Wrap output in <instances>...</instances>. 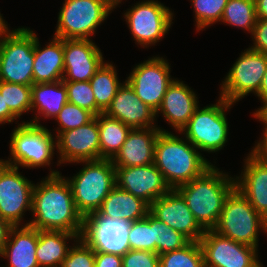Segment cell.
Returning <instances> with one entry per match:
<instances>
[{"label":"cell","instance_id":"obj_1","mask_svg":"<svg viewBox=\"0 0 267 267\" xmlns=\"http://www.w3.org/2000/svg\"><path fill=\"white\" fill-rule=\"evenodd\" d=\"M32 193V220L25 223L37 230L64 231L83 234L84 218L77 211L68 181L59 171L52 170Z\"/></svg>","mask_w":267,"mask_h":267},{"label":"cell","instance_id":"obj_2","mask_svg":"<svg viewBox=\"0 0 267 267\" xmlns=\"http://www.w3.org/2000/svg\"><path fill=\"white\" fill-rule=\"evenodd\" d=\"M235 189V178L213 164L200 177L178 186L195 220L204 229H213L225 199Z\"/></svg>","mask_w":267,"mask_h":267},{"label":"cell","instance_id":"obj_3","mask_svg":"<svg viewBox=\"0 0 267 267\" xmlns=\"http://www.w3.org/2000/svg\"><path fill=\"white\" fill-rule=\"evenodd\" d=\"M184 136L160 131L155 143L154 164L171 189L200 177L213 164Z\"/></svg>","mask_w":267,"mask_h":267},{"label":"cell","instance_id":"obj_4","mask_svg":"<svg viewBox=\"0 0 267 267\" xmlns=\"http://www.w3.org/2000/svg\"><path fill=\"white\" fill-rule=\"evenodd\" d=\"M83 167L68 181L77 211L83 218L95 214L109 192L116 186L115 167L111 160L76 162Z\"/></svg>","mask_w":267,"mask_h":267},{"label":"cell","instance_id":"obj_5","mask_svg":"<svg viewBox=\"0 0 267 267\" xmlns=\"http://www.w3.org/2000/svg\"><path fill=\"white\" fill-rule=\"evenodd\" d=\"M10 134L8 160L1 161L17 168L36 169L48 167L55 156L56 137L43 125L23 121Z\"/></svg>","mask_w":267,"mask_h":267},{"label":"cell","instance_id":"obj_6","mask_svg":"<svg viewBox=\"0 0 267 267\" xmlns=\"http://www.w3.org/2000/svg\"><path fill=\"white\" fill-rule=\"evenodd\" d=\"M215 104L196 109L188 123L178 132L201 152L215 153L223 150L228 142L227 111L234 103L222 97Z\"/></svg>","mask_w":267,"mask_h":267},{"label":"cell","instance_id":"obj_7","mask_svg":"<svg viewBox=\"0 0 267 267\" xmlns=\"http://www.w3.org/2000/svg\"><path fill=\"white\" fill-rule=\"evenodd\" d=\"M213 230L235 242L258 248V234H261L262 230V233L267 234V220L235 188L225 199Z\"/></svg>","mask_w":267,"mask_h":267},{"label":"cell","instance_id":"obj_8","mask_svg":"<svg viewBox=\"0 0 267 267\" xmlns=\"http://www.w3.org/2000/svg\"><path fill=\"white\" fill-rule=\"evenodd\" d=\"M113 9L111 0H64L53 36L90 40Z\"/></svg>","mask_w":267,"mask_h":267},{"label":"cell","instance_id":"obj_9","mask_svg":"<svg viewBox=\"0 0 267 267\" xmlns=\"http://www.w3.org/2000/svg\"><path fill=\"white\" fill-rule=\"evenodd\" d=\"M35 31L10 30L0 39V81L32 86Z\"/></svg>","mask_w":267,"mask_h":267},{"label":"cell","instance_id":"obj_10","mask_svg":"<svg viewBox=\"0 0 267 267\" xmlns=\"http://www.w3.org/2000/svg\"><path fill=\"white\" fill-rule=\"evenodd\" d=\"M173 13L158 0H143L127 9L123 17L135 43L147 48L155 46L169 32L174 20Z\"/></svg>","mask_w":267,"mask_h":267},{"label":"cell","instance_id":"obj_11","mask_svg":"<svg viewBox=\"0 0 267 267\" xmlns=\"http://www.w3.org/2000/svg\"><path fill=\"white\" fill-rule=\"evenodd\" d=\"M239 56L220 84V97L231 103L256 95L267 69V55L262 52L248 47Z\"/></svg>","mask_w":267,"mask_h":267},{"label":"cell","instance_id":"obj_12","mask_svg":"<svg viewBox=\"0 0 267 267\" xmlns=\"http://www.w3.org/2000/svg\"><path fill=\"white\" fill-rule=\"evenodd\" d=\"M170 70L168 60L157 55L136 64L125 80L134 89L136 96L157 112L168 86L175 79L171 77Z\"/></svg>","mask_w":267,"mask_h":267},{"label":"cell","instance_id":"obj_13","mask_svg":"<svg viewBox=\"0 0 267 267\" xmlns=\"http://www.w3.org/2000/svg\"><path fill=\"white\" fill-rule=\"evenodd\" d=\"M19 172V168L0 161V216L12 226H25L24 213L32 211L35 183Z\"/></svg>","mask_w":267,"mask_h":267},{"label":"cell","instance_id":"obj_14","mask_svg":"<svg viewBox=\"0 0 267 267\" xmlns=\"http://www.w3.org/2000/svg\"><path fill=\"white\" fill-rule=\"evenodd\" d=\"M199 242L204 267H256L260 263L258 248L235 242L213 229L205 230Z\"/></svg>","mask_w":267,"mask_h":267},{"label":"cell","instance_id":"obj_15","mask_svg":"<svg viewBox=\"0 0 267 267\" xmlns=\"http://www.w3.org/2000/svg\"><path fill=\"white\" fill-rule=\"evenodd\" d=\"M57 166L100 160L99 127L96 116L87 124L56 136Z\"/></svg>","mask_w":267,"mask_h":267},{"label":"cell","instance_id":"obj_16","mask_svg":"<svg viewBox=\"0 0 267 267\" xmlns=\"http://www.w3.org/2000/svg\"><path fill=\"white\" fill-rule=\"evenodd\" d=\"M129 228L130 222L107 220L91 214L84 218L82 238L94 251L123 256L130 250Z\"/></svg>","mask_w":267,"mask_h":267},{"label":"cell","instance_id":"obj_17","mask_svg":"<svg viewBox=\"0 0 267 267\" xmlns=\"http://www.w3.org/2000/svg\"><path fill=\"white\" fill-rule=\"evenodd\" d=\"M115 181L118 188L141 198L149 206L171 190L154 163L137 167H115Z\"/></svg>","mask_w":267,"mask_h":267},{"label":"cell","instance_id":"obj_18","mask_svg":"<svg viewBox=\"0 0 267 267\" xmlns=\"http://www.w3.org/2000/svg\"><path fill=\"white\" fill-rule=\"evenodd\" d=\"M149 212L190 241H200L204 234L205 230L195 220L185 199L176 189L156 199L149 206Z\"/></svg>","mask_w":267,"mask_h":267},{"label":"cell","instance_id":"obj_19","mask_svg":"<svg viewBox=\"0 0 267 267\" xmlns=\"http://www.w3.org/2000/svg\"><path fill=\"white\" fill-rule=\"evenodd\" d=\"M103 62V54L92 38L64 39L63 81H90Z\"/></svg>","mask_w":267,"mask_h":267},{"label":"cell","instance_id":"obj_20","mask_svg":"<svg viewBox=\"0 0 267 267\" xmlns=\"http://www.w3.org/2000/svg\"><path fill=\"white\" fill-rule=\"evenodd\" d=\"M104 113L117 118L132 129L160 128L162 131H167L155 123L157 121L156 112L136 96L134 89L126 80L118 88L110 106Z\"/></svg>","mask_w":267,"mask_h":267},{"label":"cell","instance_id":"obj_21","mask_svg":"<svg viewBox=\"0 0 267 267\" xmlns=\"http://www.w3.org/2000/svg\"><path fill=\"white\" fill-rule=\"evenodd\" d=\"M198 103L195 91L176 78L168 86L156 116L161 114L172 129L180 132L199 107Z\"/></svg>","mask_w":267,"mask_h":267},{"label":"cell","instance_id":"obj_22","mask_svg":"<svg viewBox=\"0 0 267 267\" xmlns=\"http://www.w3.org/2000/svg\"><path fill=\"white\" fill-rule=\"evenodd\" d=\"M243 170L235 176V188L267 220V163L251 152L245 157Z\"/></svg>","mask_w":267,"mask_h":267},{"label":"cell","instance_id":"obj_23","mask_svg":"<svg viewBox=\"0 0 267 267\" xmlns=\"http://www.w3.org/2000/svg\"><path fill=\"white\" fill-rule=\"evenodd\" d=\"M160 128L131 129L126 141L111 160L114 167H137L154 163L155 143Z\"/></svg>","mask_w":267,"mask_h":267},{"label":"cell","instance_id":"obj_24","mask_svg":"<svg viewBox=\"0 0 267 267\" xmlns=\"http://www.w3.org/2000/svg\"><path fill=\"white\" fill-rule=\"evenodd\" d=\"M37 245V229L30 225L13 226L0 252V257L8 260V265L3 267H39L36 258Z\"/></svg>","mask_w":267,"mask_h":267},{"label":"cell","instance_id":"obj_25","mask_svg":"<svg viewBox=\"0 0 267 267\" xmlns=\"http://www.w3.org/2000/svg\"><path fill=\"white\" fill-rule=\"evenodd\" d=\"M45 47H41L35 33L33 81L36 83L56 82L63 79L64 39L53 36Z\"/></svg>","mask_w":267,"mask_h":267},{"label":"cell","instance_id":"obj_26","mask_svg":"<svg viewBox=\"0 0 267 267\" xmlns=\"http://www.w3.org/2000/svg\"><path fill=\"white\" fill-rule=\"evenodd\" d=\"M148 212L149 205L145 201L115 186L95 215L107 220L133 222L145 218Z\"/></svg>","mask_w":267,"mask_h":267},{"label":"cell","instance_id":"obj_27","mask_svg":"<svg viewBox=\"0 0 267 267\" xmlns=\"http://www.w3.org/2000/svg\"><path fill=\"white\" fill-rule=\"evenodd\" d=\"M31 95V111L36 115L27 122L35 125H42L39 121L42 119L41 116L43 119H55L62 107L68 102L67 88L63 80L33 84Z\"/></svg>","mask_w":267,"mask_h":267},{"label":"cell","instance_id":"obj_28","mask_svg":"<svg viewBox=\"0 0 267 267\" xmlns=\"http://www.w3.org/2000/svg\"><path fill=\"white\" fill-rule=\"evenodd\" d=\"M79 237H82V234L38 230L36 258L39 267H60L70 249L67 241H76Z\"/></svg>","mask_w":267,"mask_h":267},{"label":"cell","instance_id":"obj_29","mask_svg":"<svg viewBox=\"0 0 267 267\" xmlns=\"http://www.w3.org/2000/svg\"><path fill=\"white\" fill-rule=\"evenodd\" d=\"M96 118L99 127L100 160H112L126 141L132 128L104 112L97 115Z\"/></svg>","mask_w":267,"mask_h":267},{"label":"cell","instance_id":"obj_30","mask_svg":"<svg viewBox=\"0 0 267 267\" xmlns=\"http://www.w3.org/2000/svg\"><path fill=\"white\" fill-rule=\"evenodd\" d=\"M115 65L104 61L90 79L96 105L105 112L115 97L118 88L123 84L119 81Z\"/></svg>","mask_w":267,"mask_h":267},{"label":"cell","instance_id":"obj_31","mask_svg":"<svg viewBox=\"0 0 267 267\" xmlns=\"http://www.w3.org/2000/svg\"><path fill=\"white\" fill-rule=\"evenodd\" d=\"M257 19L255 0H228L220 22L244 29L252 35Z\"/></svg>","mask_w":267,"mask_h":267},{"label":"cell","instance_id":"obj_32","mask_svg":"<svg viewBox=\"0 0 267 267\" xmlns=\"http://www.w3.org/2000/svg\"><path fill=\"white\" fill-rule=\"evenodd\" d=\"M159 267H204V254L199 241L159 255Z\"/></svg>","mask_w":267,"mask_h":267},{"label":"cell","instance_id":"obj_33","mask_svg":"<svg viewBox=\"0 0 267 267\" xmlns=\"http://www.w3.org/2000/svg\"><path fill=\"white\" fill-rule=\"evenodd\" d=\"M31 87L23 84L0 81V94L5 100V105L18 117L31 112L32 95Z\"/></svg>","mask_w":267,"mask_h":267},{"label":"cell","instance_id":"obj_34","mask_svg":"<svg viewBox=\"0 0 267 267\" xmlns=\"http://www.w3.org/2000/svg\"><path fill=\"white\" fill-rule=\"evenodd\" d=\"M153 241H155V253L158 255L181 249L190 242L182 233L171 228L154 216Z\"/></svg>","mask_w":267,"mask_h":267},{"label":"cell","instance_id":"obj_35","mask_svg":"<svg viewBox=\"0 0 267 267\" xmlns=\"http://www.w3.org/2000/svg\"><path fill=\"white\" fill-rule=\"evenodd\" d=\"M191 2L196 31L199 32L221 21L228 0H191Z\"/></svg>","mask_w":267,"mask_h":267},{"label":"cell","instance_id":"obj_36","mask_svg":"<svg viewBox=\"0 0 267 267\" xmlns=\"http://www.w3.org/2000/svg\"><path fill=\"white\" fill-rule=\"evenodd\" d=\"M128 242L131 250H143L155 253L153 241V215L148 212L145 218L130 222Z\"/></svg>","mask_w":267,"mask_h":267},{"label":"cell","instance_id":"obj_37","mask_svg":"<svg viewBox=\"0 0 267 267\" xmlns=\"http://www.w3.org/2000/svg\"><path fill=\"white\" fill-rule=\"evenodd\" d=\"M67 88L68 102L86 109L94 116L103 111L96 105L95 96L89 81H63Z\"/></svg>","mask_w":267,"mask_h":267},{"label":"cell","instance_id":"obj_38","mask_svg":"<svg viewBox=\"0 0 267 267\" xmlns=\"http://www.w3.org/2000/svg\"><path fill=\"white\" fill-rule=\"evenodd\" d=\"M95 116L86 109L80 108L70 102H67L54 119L57 121V129L55 131V137L64 131L79 128L82 125L90 122Z\"/></svg>","mask_w":267,"mask_h":267},{"label":"cell","instance_id":"obj_39","mask_svg":"<svg viewBox=\"0 0 267 267\" xmlns=\"http://www.w3.org/2000/svg\"><path fill=\"white\" fill-rule=\"evenodd\" d=\"M73 242L60 267H94L95 251L91 246L82 237Z\"/></svg>","mask_w":267,"mask_h":267},{"label":"cell","instance_id":"obj_40","mask_svg":"<svg viewBox=\"0 0 267 267\" xmlns=\"http://www.w3.org/2000/svg\"><path fill=\"white\" fill-rule=\"evenodd\" d=\"M122 267H159V255L150 251L130 249L122 256Z\"/></svg>","mask_w":267,"mask_h":267},{"label":"cell","instance_id":"obj_41","mask_svg":"<svg viewBox=\"0 0 267 267\" xmlns=\"http://www.w3.org/2000/svg\"><path fill=\"white\" fill-rule=\"evenodd\" d=\"M251 37L254 43L250 49L267 55V19H257Z\"/></svg>","mask_w":267,"mask_h":267},{"label":"cell","instance_id":"obj_42","mask_svg":"<svg viewBox=\"0 0 267 267\" xmlns=\"http://www.w3.org/2000/svg\"><path fill=\"white\" fill-rule=\"evenodd\" d=\"M94 267H122V256L95 251Z\"/></svg>","mask_w":267,"mask_h":267},{"label":"cell","instance_id":"obj_43","mask_svg":"<svg viewBox=\"0 0 267 267\" xmlns=\"http://www.w3.org/2000/svg\"><path fill=\"white\" fill-rule=\"evenodd\" d=\"M254 146L251 153L259 160L267 163V129H263L261 138H259V141Z\"/></svg>","mask_w":267,"mask_h":267},{"label":"cell","instance_id":"obj_44","mask_svg":"<svg viewBox=\"0 0 267 267\" xmlns=\"http://www.w3.org/2000/svg\"><path fill=\"white\" fill-rule=\"evenodd\" d=\"M19 118L5 105V100L0 94V125L13 123Z\"/></svg>","mask_w":267,"mask_h":267},{"label":"cell","instance_id":"obj_45","mask_svg":"<svg viewBox=\"0 0 267 267\" xmlns=\"http://www.w3.org/2000/svg\"><path fill=\"white\" fill-rule=\"evenodd\" d=\"M13 226L5 221L1 216H0V252L4 248V245L6 244L10 230Z\"/></svg>","mask_w":267,"mask_h":267},{"label":"cell","instance_id":"obj_46","mask_svg":"<svg viewBox=\"0 0 267 267\" xmlns=\"http://www.w3.org/2000/svg\"><path fill=\"white\" fill-rule=\"evenodd\" d=\"M252 115L263 123V129H267V103H263Z\"/></svg>","mask_w":267,"mask_h":267},{"label":"cell","instance_id":"obj_47","mask_svg":"<svg viewBox=\"0 0 267 267\" xmlns=\"http://www.w3.org/2000/svg\"><path fill=\"white\" fill-rule=\"evenodd\" d=\"M258 19H267V0H255Z\"/></svg>","mask_w":267,"mask_h":267},{"label":"cell","instance_id":"obj_48","mask_svg":"<svg viewBox=\"0 0 267 267\" xmlns=\"http://www.w3.org/2000/svg\"><path fill=\"white\" fill-rule=\"evenodd\" d=\"M256 97L261 100V103H267V69Z\"/></svg>","mask_w":267,"mask_h":267},{"label":"cell","instance_id":"obj_49","mask_svg":"<svg viewBox=\"0 0 267 267\" xmlns=\"http://www.w3.org/2000/svg\"><path fill=\"white\" fill-rule=\"evenodd\" d=\"M2 15L3 14H1L0 12V39L10 31V28H8V24L5 19H3L4 17Z\"/></svg>","mask_w":267,"mask_h":267},{"label":"cell","instance_id":"obj_50","mask_svg":"<svg viewBox=\"0 0 267 267\" xmlns=\"http://www.w3.org/2000/svg\"><path fill=\"white\" fill-rule=\"evenodd\" d=\"M123 0H111V2L113 3V5L115 6V8H117V6L119 7V4L122 3Z\"/></svg>","mask_w":267,"mask_h":267},{"label":"cell","instance_id":"obj_51","mask_svg":"<svg viewBox=\"0 0 267 267\" xmlns=\"http://www.w3.org/2000/svg\"><path fill=\"white\" fill-rule=\"evenodd\" d=\"M256 267H264L263 264L260 262Z\"/></svg>","mask_w":267,"mask_h":267}]
</instances>
